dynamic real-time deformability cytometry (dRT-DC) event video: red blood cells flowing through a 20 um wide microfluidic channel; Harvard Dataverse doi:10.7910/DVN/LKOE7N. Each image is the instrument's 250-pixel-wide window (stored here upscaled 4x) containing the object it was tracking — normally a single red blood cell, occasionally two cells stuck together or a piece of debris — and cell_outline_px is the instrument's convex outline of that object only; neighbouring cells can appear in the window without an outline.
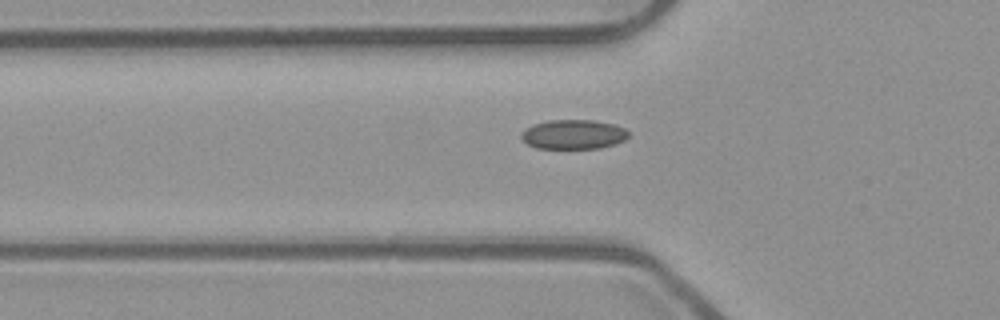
{"species": "common noctule bat (a hibernating species)", "species_latin": "Nyctalus noctula", "temperature_condition": "room temperature", "stored_images_in_passage": 36, "camera_frame_rate_fps": 3000, "um_per_image_px": 0.085, "animal": {"sex": "male", "body_mass_g": 23.1, "forearm_length_mm": 52.7}, "frame": {"image": 1, "passage_image": 6, "time_ms": 1.667, "image_size_px": [1000, 320], "cell_outline_px": [[628, 136], [624, 140], [616, 144], [600, 148], [536, 148], [528, 144], [520, 136], [520, 132], [532, 124], [548, 120], [592, 120], [616, 124], [624, 128], [628, 132]], "centroid_in_image_um": [48.74, 11.41], "position_along_channel_um": 77.1, "area_um2": 18.5}}
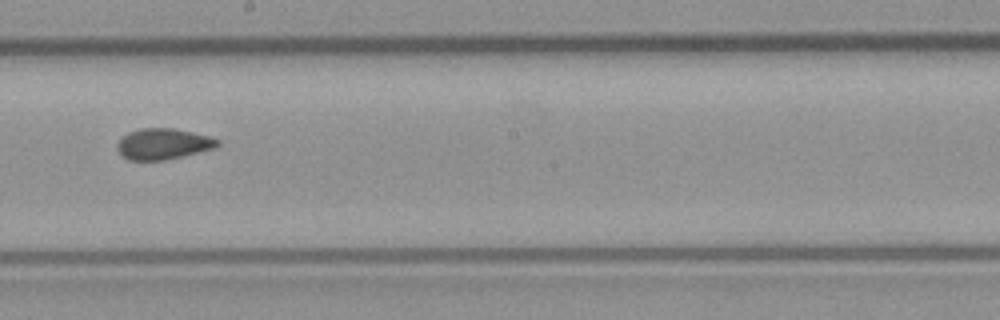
{"frame": {"image": 2, "passage_image": 18, "time_ms": 5.667, "image_size_px": [1000, 320], "cell_outline_px": [[220, 144], [216, 148], [164, 160], [128, 160], [116, 148], [116, 144], [128, 132], [140, 128], [172, 128], [192, 132], [208, 136], [220, 140]], "centroid_in_image_um": [13.88, 12.23], "position_along_channel_um": 234.3, "area_um2": 17.98}}
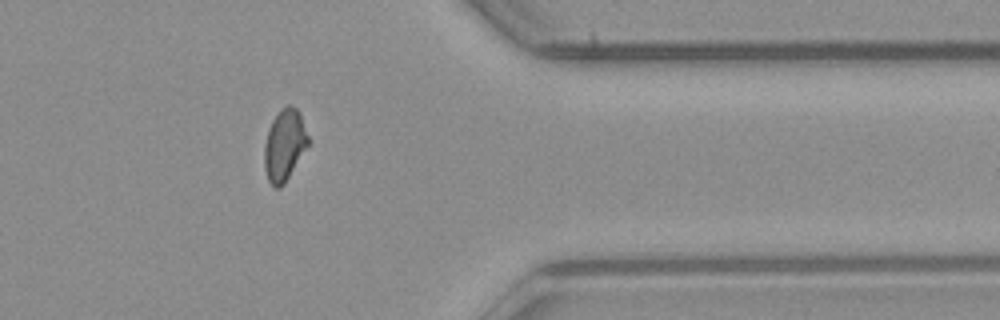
{"frame": {"image": 3, "passage_image": 31, "time_ms": 10.0, "image_size_px": [1000, 320], "cell_outline_px": [[308, 144], [284, 184], [280, 188], [276, 188], [268, 180], [264, 168], [264, 144], [268, 128], [272, 120], [280, 108], [288, 104], [296, 108], [300, 112], [308, 136]], "centroid_in_image_um": [24.15, 12.3], "position_along_channel_um": 387.2, "area_um2": 18.21}, "authors_computed_cell_mechanics": {"area_um2": 18.2648, "velocity_mm_per_s": 3.9008, "shape_relaxation_time_tau1_ms": null, "shape_relaxation_time_tau2_ms": 1.4393, "deformation_change_tau1": null, "deformation_change_tau2": 0.0725}}